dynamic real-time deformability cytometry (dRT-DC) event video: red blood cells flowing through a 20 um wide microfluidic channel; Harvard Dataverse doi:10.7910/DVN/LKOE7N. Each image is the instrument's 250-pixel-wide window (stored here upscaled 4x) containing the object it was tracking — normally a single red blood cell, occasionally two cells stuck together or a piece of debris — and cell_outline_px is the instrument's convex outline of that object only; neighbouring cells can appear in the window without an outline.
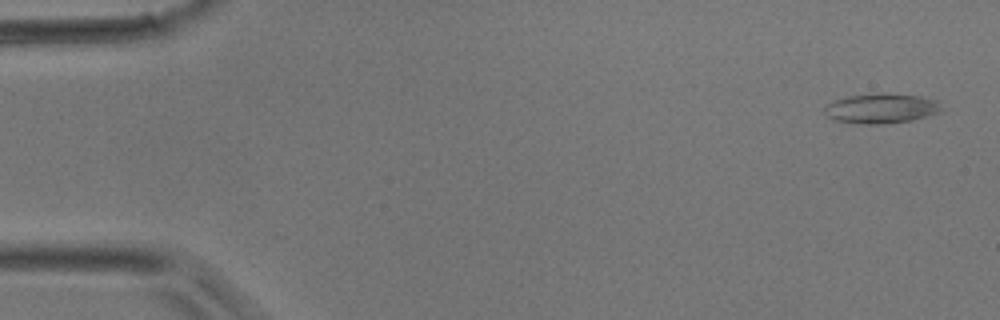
{"species": "common noctule bat (a hibernating species)", "species_latin": "Nyctalus noctula", "temperature_condition": "room temperature", "stored_images_in_passage": 3, "camera_frame_rate_fps": 3000, "um_per_image_px": 0.085, "animal": {"sex": "male", "body_mass_g": 17.9}, "frame": {"image": 1, "passage_image": 1, "time_ms": 0.0, "image_size_px": [1000, 320], "cell_outline_px": [[940, 112], [912, 120], [876, 124], [868, 124], [832, 120], [824, 112], [824, 108], [828, 104], [836, 100], [848, 96], [884, 92], [920, 96], [936, 100], [940, 108]], "centroid_in_image_um": [74.88, 9.2], "position_along_channel_um": 10.1, "area_um2": 20.11}}
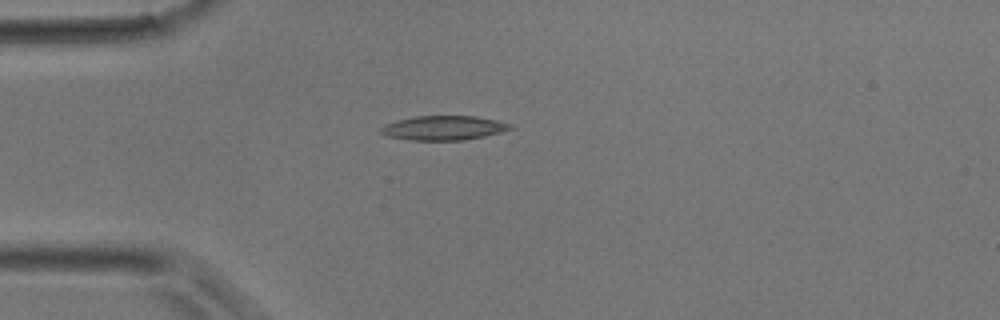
{"frame": {"image": 2, "passage_image": 3, "time_ms": 3.0, "image_size_px": [1000, 320], "cell_outline_px": [[516, 128], [484, 136], [464, 140], [408, 140], [388, 136], [380, 132], [380, 128], [384, 124], [396, 120], [416, 116], [476, 116], [496, 120], [512, 124]], "centroid_in_image_um": [37.71, 10.87], "position_along_channel_um": 47.3, "area_um2": 18.44}}